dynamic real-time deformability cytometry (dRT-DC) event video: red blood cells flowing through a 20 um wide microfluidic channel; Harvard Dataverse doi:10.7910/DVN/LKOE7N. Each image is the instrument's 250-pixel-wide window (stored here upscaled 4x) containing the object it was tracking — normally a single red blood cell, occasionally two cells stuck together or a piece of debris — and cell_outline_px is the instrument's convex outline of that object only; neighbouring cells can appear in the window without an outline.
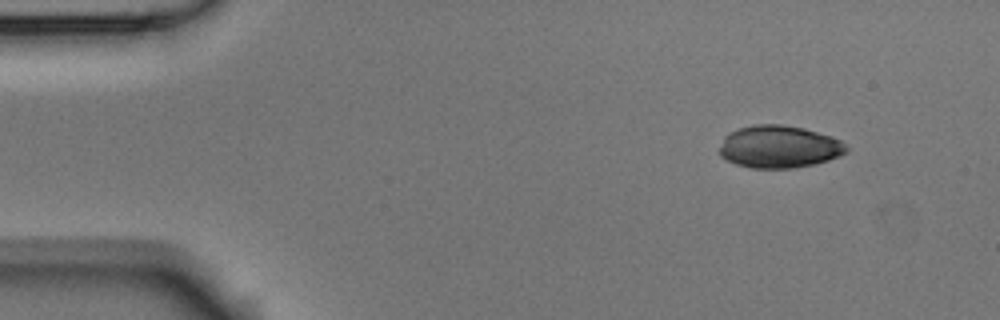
{"species": "Egyptian fruit bat (a non-hibernating species)", "species_latin": "Rousettus aegyptiacus", "temperature_condition": "room temperature", "stored_images_in_passage": 7, "camera_frame_rate_fps": 3000, "um_per_image_px": 0.085, "animal": {"sex": "male"}, "frame": {"image": 1, "passage_image": 1, "time_ms": 0.0, "image_size_px": [1000, 320], "cell_outline_px": [[848, 152], [840, 156], [828, 160], [796, 168], [752, 168], [736, 164], [720, 156], [720, 148], [724, 136], [728, 132], [752, 124], [780, 124], [804, 128], [832, 136], [840, 140], [848, 148]], "centroid_in_image_um": [66.23, 12.47], "position_along_channel_um": 18.8, "area_um2": 31.5}}
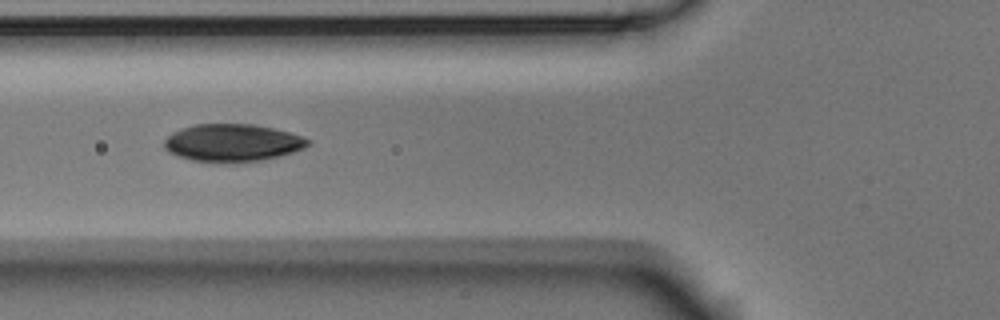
{"frame": {"image": 2, "passage_image": 5, "time_ms": 1.333, "image_size_px": [1000, 320], "cell_outline_px": [[312, 144], [304, 148], [292, 152], [260, 160], [232, 164], [192, 160], [168, 152], [164, 148], [164, 140], [172, 132], [196, 124], [252, 124], [272, 128], [288, 132], [312, 140]], "centroid_in_image_um": [19.76, 12.15], "position_along_channel_um": 106.0, "area_um2": 31.44}}
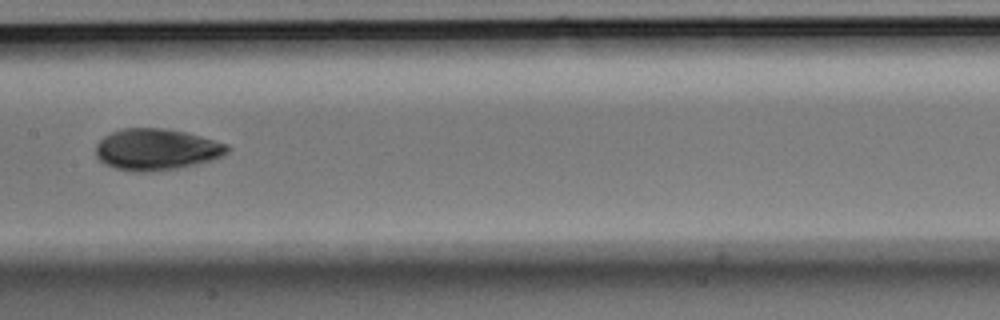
{"frame": {"image": 3, "passage_image": 7, "time_ms": 2.0, "image_size_px": [1000, 320], "cell_outline_px": [[232, 148], [228, 152], [212, 160], [196, 164], [176, 168], [152, 172], [132, 172], [116, 168], [104, 164], [96, 156], [96, 144], [104, 136], [120, 128], [164, 128], [184, 132], [200, 136], [228, 144]], "centroid_in_image_um": [13.28, 12.7], "position_along_channel_um": 194.1, "area_um2": 31.85}}